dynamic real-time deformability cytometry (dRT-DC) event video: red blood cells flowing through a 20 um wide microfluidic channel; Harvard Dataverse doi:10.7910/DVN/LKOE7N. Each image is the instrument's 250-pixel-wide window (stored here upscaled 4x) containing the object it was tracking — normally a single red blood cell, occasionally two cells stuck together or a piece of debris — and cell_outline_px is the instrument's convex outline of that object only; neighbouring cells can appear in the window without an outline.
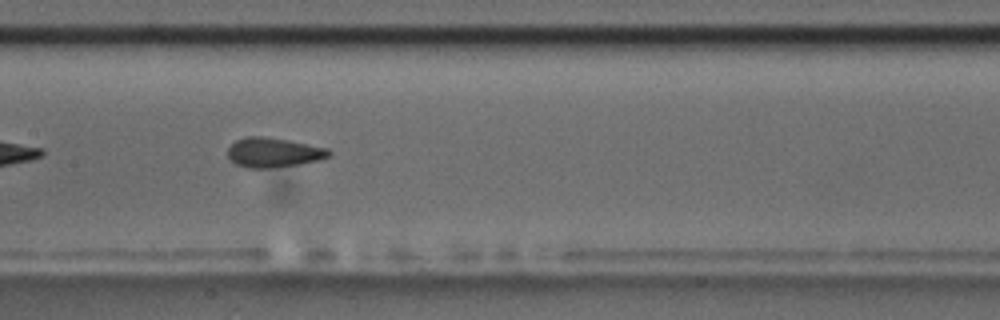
{"species": "common noctule bat (a hibernating species)", "species_latin": "Nyctalus noctula", "temperature_condition": "room temperature", "stored_images_in_passage": 9, "camera_frame_rate_fps": 3000, "um_per_image_px": 0.085, "animal": {"sex": "male", "body_mass_g": 17.5, "forearm_length_mm": 52.3}, "frame": {"image": 1, "passage_image": 8, "time_ms": 9.0, "image_size_px": [1000, 320], "cell_outline_px": [[332, 152], [328, 156], [320, 160], [300, 164], [268, 168], [248, 168], [236, 164], [228, 160], [228, 148], [236, 140], [248, 136], [264, 136], [288, 140], [328, 148]], "centroid_in_image_um": [23.23, 12.96], "position_along_channel_um": 184.2, "area_um2": 17.51}}
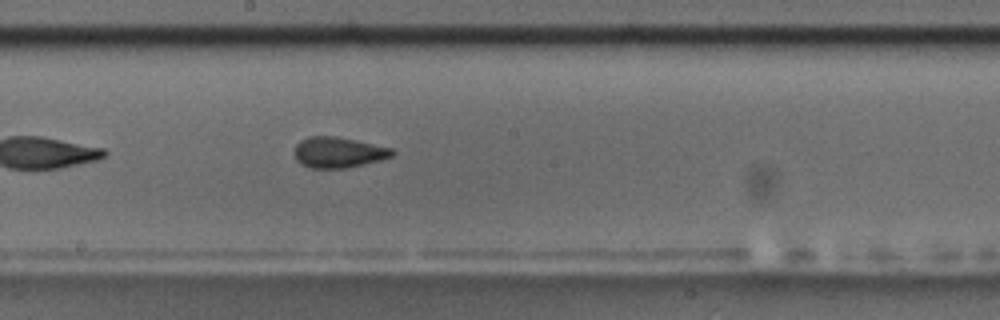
{"frame": {"image": 2, "passage_image": 9, "time_ms": 10.0, "image_size_px": [1000, 320], "cell_outline_px": [[396, 152], [392, 156], [380, 160], [364, 164], [344, 168], [312, 168], [300, 164], [296, 160], [292, 152], [296, 144], [300, 140], [308, 136], [336, 136], [356, 140], [392, 148]], "centroid_in_image_um": [28.72, 12.94], "position_along_channel_um": 219.5, "area_um2": 17.69}}